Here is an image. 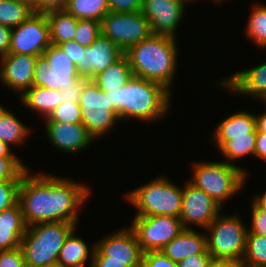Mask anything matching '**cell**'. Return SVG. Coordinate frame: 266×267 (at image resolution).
I'll use <instances>...</instances> for the list:
<instances>
[{"label": "cell", "mask_w": 266, "mask_h": 267, "mask_svg": "<svg viewBox=\"0 0 266 267\" xmlns=\"http://www.w3.org/2000/svg\"><path fill=\"white\" fill-rule=\"evenodd\" d=\"M73 230L66 238L57 260L58 267H84L90 259L89 267H92L95 244L89 252V248L83 239L75 235ZM91 253V254H89ZM89 257V258H88Z\"/></svg>", "instance_id": "obj_23"}, {"label": "cell", "mask_w": 266, "mask_h": 267, "mask_svg": "<svg viewBox=\"0 0 266 267\" xmlns=\"http://www.w3.org/2000/svg\"><path fill=\"white\" fill-rule=\"evenodd\" d=\"M22 105L27 106L34 112H38L43 118H47L49 114L60 105V90L47 89L40 86H32L20 95Z\"/></svg>", "instance_id": "obj_22"}, {"label": "cell", "mask_w": 266, "mask_h": 267, "mask_svg": "<svg viewBox=\"0 0 266 267\" xmlns=\"http://www.w3.org/2000/svg\"><path fill=\"white\" fill-rule=\"evenodd\" d=\"M227 78L219 81L218 85L229 89L231 93L253 96L266 103V62L247 70L237 71Z\"/></svg>", "instance_id": "obj_18"}, {"label": "cell", "mask_w": 266, "mask_h": 267, "mask_svg": "<svg viewBox=\"0 0 266 267\" xmlns=\"http://www.w3.org/2000/svg\"><path fill=\"white\" fill-rule=\"evenodd\" d=\"M84 183L37 173L23 174L18 202L27 226L38 223L70 222L77 225L78 210L91 194Z\"/></svg>", "instance_id": "obj_1"}, {"label": "cell", "mask_w": 266, "mask_h": 267, "mask_svg": "<svg viewBox=\"0 0 266 267\" xmlns=\"http://www.w3.org/2000/svg\"><path fill=\"white\" fill-rule=\"evenodd\" d=\"M58 47L62 49L75 65L82 63V57L85 51V47L78 42L72 40L59 44Z\"/></svg>", "instance_id": "obj_43"}, {"label": "cell", "mask_w": 266, "mask_h": 267, "mask_svg": "<svg viewBox=\"0 0 266 267\" xmlns=\"http://www.w3.org/2000/svg\"><path fill=\"white\" fill-rule=\"evenodd\" d=\"M88 79H83L78 77L74 82H72L67 88L61 89V99L62 100H72L73 102H78L81 97L83 87Z\"/></svg>", "instance_id": "obj_42"}, {"label": "cell", "mask_w": 266, "mask_h": 267, "mask_svg": "<svg viewBox=\"0 0 266 267\" xmlns=\"http://www.w3.org/2000/svg\"><path fill=\"white\" fill-rule=\"evenodd\" d=\"M78 77L77 72H53L47 59L42 55L36 60L33 86L61 90L67 88Z\"/></svg>", "instance_id": "obj_24"}, {"label": "cell", "mask_w": 266, "mask_h": 267, "mask_svg": "<svg viewBox=\"0 0 266 267\" xmlns=\"http://www.w3.org/2000/svg\"><path fill=\"white\" fill-rule=\"evenodd\" d=\"M211 256L209 254H196L177 263V267H206Z\"/></svg>", "instance_id": "obj_45"}, {"label": "cell", "mask_w": 266, "mask_h": 267, "mask_svg": "<svg viewBox=\"0 0 266 267\" xmlns=\"http://www.w3.org/2000/svg\"><path fill=\"white\" fill-rule=\"evenodd\" d=\"M207 251L212 259H232L241 262L248 229L239 215L219 214L206 228Z\"/></svg>", "instance_id": "obj_7"}, {"label": "cell", "mask_w": 266, "mask_h": 267, "mask_svg": "<svg viewBox=\"0 0 266 267\" xmlns=\"http://www.w3.org/2000/svg\"><path fill=\"white\" fill-rule=\"evenodd\" d=\"M27 170L18 157H0V181H21Z\"/></svg>", "instance_id": "obj_36"}, {"label": "cell", "mask_w": 266, "mask_h": 267, "mask_svg": "<svg viewBox=\"0 0 266 267\" xmlns=\"http://www.w3.org/2000/svg\"><path fill=\"white\" fill-rule=\"evenodd\" d=\"M69 0H39L38 13H47L53 10H65Z\"/></svg>", "instance_id": "obj_46"}, {"label": "cell", "mask_w": 266, "mask_h": 267, "mask_svg": "<svg viewBox=\"0 0 266 267\" xmlns=\"http://www.w3.org/2000/svg\"><path fill=\"white\" fill-rule=\"evenodd\" d=\"M34 10L19 0H0V24L15 28L23 23Z\"/></svg>", "instance_id": "obj_30"}, {"label": "cell", "mask_w": 266, "mask_h": 267, "mask_svg": "<svg viewBox=\"0 0 266 267\" xmlns=\"http://www.w3.org/2000/svg\"><path fill=\"white\" fill-rule=\"evenodd\" d=\"M0 157H17V155L11 151L10 146L0 140Z\"/></svg>", "instance_id": "obj_51"}, {"label": "cell", "mask_w": 266, "mask_h": 267, "mask_svg": "<svg viewBox=\"0 0 266 267\" xmlns=\"http://www.w3.org/2000/svg\"><path fill=\"white\" fill-rule=\"evenodd\" d=\"M19 1L27 3L34 10V12L38 13L39 0H19Z\"/></svg>", "instance_id": "obj_53"}, {"label": "cell", "mask_w": 266, "mask_h": 267, "mask_svg": "<svg viewBox=\"0 0 266 267\" xmlns=\"http://www.w3.org/2000/svg\"><path fill=\"white\" fill-rule=\"evenodd\" d=\"M50 45L46 13L33 12L23 23L12 28L9 53L42 56Z\"/></svg>", "instance_id": "obj_11"}, {"label": "cell", "mask_w": 266, "mask_h": 267, "mask_svg": "<svg viewBox=\"0 0 266 267\" xmlns=\"http://www.w3.org/2000/svg\"><path fill=\"white\" fill-rule=\"evenodd\" d=\"M251 207L252 218L248 232L266 236V210L259 208L253 201Z\"/></svg>", "instance_id": "obj_39"}, {"label": "cell", "mask_w": 266, "mask_h": 267, "mask_svg": "<svg viewBox=\"0 0 266 267\" xmlns=\"http://www.w3.org/2000/svg\"><path fill=\"white\" fill-rule=\"evenodd\" d=\"M223 1H226V0H213V2H215V3H217V4H221V2H223ZM228 1V0H227Z\"/></svg>", "instance_id": "obj_55"}, {"label": "cell", "mask_w": 266, "mask_h": 267, "mask_svg": "<svg viewBox=\"0 0 266 267\" xmlns=\"http://www.w3.org/2000/svg\"><path fill=\"white\" fill-rule=\"evenodd\" d=\"M186 3L177 0H143L142 13L154 35L176 39V28L183 19Z\"/></svg>", "instance_id": "obj_13"}, {"label": "cell", "mask_w": 266, "mask_h": 267, "mask_svg": "<svg viewBox=\"0 0 266 267\" xmlns=\"http://www.w3.org/2000/svg\"><path fill=\"white\" fill-rule=\"evenodd\" d=\"M142 254L135 233L128 227L95 243L93 256H107L108 260L117 261H141Z\"/></svg>", "instance_id": "obj_16"}, {"label": "cell", "mask_w": 266, "mask_h": 267, "mask_svg": "<svg viewBox=\"0 0 266 267\" xmlns=\"http://www.w3.org/2000/svg\"><path fill=\"white\" fill-rule=\"evenodd\" d=\"M101 35L109 38L124 53L153 33L142 11L133 13L108 12L100 21Z\"/></svg>", "instance_id": "obj_9"}, {"label": "cell", "mask_w": 266, "mask_h": 267, "mask_svg": "<svg viewBox=\"0 0 266 267\" xmlns=\"http://www.w3.org/2000/svg\"><path fill=\"white\" fill-rule=\"evenodd\" d=\"M0 267H26L21 247L0 251Z\"/></svg>", "instance_id": "obj_40"}, {"label": "cell", "mask_w": 266, "mask_h": 267, "mask_svg": "<svg viewBox=\"0 0 266 267\" xmlns=\"http://www.w3.org/2000/svg\"><path fill=\"white\" fill-rule=\"evenodd\" d=\"M252 200L259 208L266 210V192L264 194L255 195Z\"/></svg>", "instance_id": "obj_52"}, {"label": "cell", "mask_w": 266, "mask_h": 267, "mask_svg": "<svg viewBox=\"0 0 266 267\" xmlns=\"http://www.w3.org/2000/svg\"><path fill=\"white\" fill-rule=\"evenodd\" d=\"M247 38L259 48H266V6L253 7L245 28Z\"/></svg>", "instance_id": "obj_31"}, {"label": "cell", "mask_w": 266, "mask_h": 267, "mask_svg": "<svg viewBox=\"0 0 266 267\" xmlns=\"http://www.w3.org/2000/svg\"><path fill=\"white\" fill-rule=\"evenodd\" d=\"M193 179L189 182L208 194L221 207L223 202L244 187L247 171L242 167L223 162L193 164Z\"/></svg>", "instance_id": "obj_5"}, {"label": "cell", "mask_w": 266, "mask_h": 267, "mask_svg": "<svg viewBox=\"0 0 266 267\" xmlns=\"http://www.w3.org/2000/svg\"><path fill=\"white\" fill-rule=\"evenodd\" d=\"M206 235L207 233L202 234L194 229H184L161 252L176 263L192 255L209 254Z\"/></svg>", "instance_id": "obj_19"}, {"label": "cell", "mask_w": 266, "mask_h": 267, "mask_svg": "<svg viewBox=\"0 0 266 267\" xmlns=\"http://www.w3.org/2000/svg\"><path fill=\"white\" fill-rule=\"evenodd\" d=\"M238 267H255L238 261Z\"/></svg>", "instance_id": "obj_54"}, {"label": "cell", "mask_w": 266, "mask_h": 267, "mask_svg": "<svg viewBox=\"0 0 266 267\" xmlns=\"http://www.w3.org/2000/svg\"><path fill=\"white\" fill-rule=\"evenodd\" d=\"M193 1H195V2H196V0H188V2H189V3L193 2ZM197 1H198V0H197Z\"/></svg>", "instance_id": "obj_57"}, {"label": "cell", "mask_w": 266, "mask_h": 267, "mask_svg": "<svg viewBox=\"0 0 266 267\" xmlns=\"http://www.w3.org/2000/svg\"><path fill=\"white\" fill-rule=\"evenodd\" d=\"M109 11L114 13H133L142 11L143 0H108Z\"/></svg>", "instance_id": "obj_41"}, {"label": "cell", "mask_w": 266, "mask_h": 267, "mask_svg": "<svg viewBox=\"0 0 266 267\" xmlns=\"http://www.w3.org/2000/svg\"><path fill=\"white\" fill-rule=\"evenodd\" d=\"M177 1H181V2H184L186 4H189L188 0H177Z\"/></svg>", "instance_id": "obj_56"}, {"label": "cell", "mask_w": 266, "mask_h": 267, "mask_svg": "<svg viewBox=\"0 0 266 267\" xmlns=\"http://www.w3.org/2000/svg\"><path fill=\"white\" fill-rule=\"evenodd\" d=\"M176 39L152 34L130 47L127 56L133 76L155 81L171 91L177 68Z\"/></svg>", "instance_id": "obj_3"}, {"label": "cell", "mask_w": 266, "mask_h": 267, "mask_svg": "<svg viewBox=\"0 0 266 267\" xmlns=\"http://www.w3.org/2000/svg\"><path fill=\"white\" fill-rule=\"evenodd\" d=\"M12 29L0 24V57L9 53Z\"/></svg>", "instance_id": "obj_47"}, {"label": "cell", "mask_w": 266, "mask_h": 267, "mask_svg": "<svg viewBox=\"0 0 266 267\" xmlns=\"http://www.w3.org/2000/svg\"><path fill=\"white\" fill-rule=\"evenodd\" d=\"M101 34L100 21L93 19L78 20L74 41L84 47L90 46Z\"/></svg>", "instance_id": "obj_35"}, {"label": "cell", "mask_w": 266, "mask_h": 267, "mask_svg": "<svg viewBox=\"0 0 266 267\" xmlns=\"http://www.w3.org/2000/svg\"><path fill=\"white\" fill-rule=\"evenodd\" d=\"M123 54L114 42L100 34L90 46L85 47L82 63L76 65L77 74L83 79H92Z\"/></svg>", "instance_id": "obj_14"}, {"label": "cell", "mask_w": 266, "mask_h": 267, "mask_svg": "<svg viewBox=\"0 0 266 267\" xmlns=\"http://www.w3.org/2000/svg\"><path fill=\"white\" fill-rule=\"evenodd\" d=\"M77 225L70 222L38 223L27 227L21 241L26 267H56L60 250Z\"/></svg>", "instance_id": "obj_4"}, {"label": "cell", "mask_w": 266, "mask_h": 267, "mask_svg": "<svg viewBox=\"0 0 266 267\" xmlns=\"http://www.w3.org/2000/svg\"><path fill=\"white\" fill-rule=\"evenodd\" d=\"M252 132H257L255 115L248 111H240L229 115L216 126L211 142L220 149L229 140V136Z\"/></svg>", "instance_id": "obj_21"}, {"label": "cell", "mask_w": 266, "mask_h": 267, "mask_svg": "<svg viewBox=\"0 0 266 267\" xmlns=\"http://www.w3.org/2000/svg\"><path fill=\"white\" fill-rule=\"evenodd\" d=\"M257 132L266 133V111L260 115H255Z\"/></svg>", "instance_id": "obj_50"}, {"label": "cell", "mask_w": 266, "mask_h": 267, "mask_svg": "<svg viewBox=\"0 0 266 267\" xmlns=\"http://www.w3.org/2000/svg\"><path fill=\"white\" fill-rule=\"evenodd\" d=\"M208 194L186 182L183 188L180 220L184 229H192L190 224L206 229L222 210Z\"/></svg>", "instance_id": "obj_12"}, {"label": "cell", "mask_w": 266, "mask_h": 267, "mask_svg": "<svg viewBox=\"0 0 266 267\" xmlns=\"http://www.w3.org/2000/svg\"><path fill=\"white\" fill-rule=\"evenodd\" d=\"M65 10L78 20L101 21L109 11L108 0H69Z\"/></svg>", "instance_id": "obj_29"}, {"label": "cell", "mask_w": 266, "mask_h": 267, "mask_svg": "<svg viewBox=\"0 0 266 267\" xmlns=\"http://www.w3.org/2000/svg\"><path fill=\"white\" fill-rule=\"evenodd\" d=\"M53 72H77L76 65L57 45H50L43 53Z\"/></svg>", "instance_id": "obj_34"}, {"label": "cell", "mask_w": 266, "mask_h": 267, "mask_svg": "<svg viewBox=\"0 0 266 267\" xmlns=\"http://www.w3.org/2000/svg\"><path fill=\"white\" fill-rule=\"evenodd\" d=\"M47 138L58 150L71 153L87 148L94 138L82 123L45 121Z\"/></svg>", "instance_id": "obj_17"}, {"label": "cell", "mask_w": 266, "mask_h": 267, "mask_svg": "<svg viewBox=\"0 0 266 267\" xmlns=\"http://www.w3.org/2000/svg\"><path fill=\"white\" fill-rule=\"evenodd\" d=\"M206 267H238V261L232 259H212Z\"/></svg>", "instance_id": "obj_49"}, {"label": "cell", "mask_w": 266, "mask_h": 267, "mask_svg": "<svg viewBox=\"0 0 266 267\" xmlns=\"http://www.w3.org/2000/svg\"><path fill=\"white\" fill-rule=\"evenodd\" d=\"M254 155L266 160V133L257 132Z\"/></svg>", "instance_id": "obj_48"}, {"label": "cell", "mask_w": 266, "mask_h": 267, "mask_svg": "<svg viewBox=\"0 0 266 267\" xmlns=\"http://www.w3.org/2000/svg\"><path fill=\"white\" fill-rule=\"evenodd\" d=\"M130 228L141 251H161L184 227L180 218L167 215L134 216Z\"/></svg>", "instance_id": "obj_10"}, {"label": "cell", "mask_w": 266, "mask_h": 267, "mask_svg": "<svg viewBox=\"0 0 266 267\" xmlns=\"http://www.w3.org/2000/svg\"><path fill=\"white\" fill-rule=\"evenodd\" d=\"M51 45H59L74 40L78 19L66 10H53L46 13Z\"/></svg>", "instance_id": "obj_26"}, {"label": "cell", "mask_w": 266, "mask_h": 267, "mask_svg": "<svg viewBox=\"0 0 266 267\" xmlns=\"http://www.w3.org/2000/svg\"><path fill=\"white\" fill-rule=\"evenodd\" d=\"M21 206H14L0 212V251L20 247L24 233L27 230Z\"/></svg>", "instance_id": "obj_20"}, {"label": "cell", "mask_w": 266, "mask_h": 267, "mask_svg": "<svg viewBox=\"0 0 266 267\" xmlns=\"http://www.w3.org/2000/svg\"><path fill=\"white\" fill-rule=\"evenodd\" d=\"M117 109L119 120L146 122L164 118L169 111L171 91L162 84L133 76L117 90H103Z\"/></svg>", "instance_id": "obj_2"}, {"label": "cell", "mask_w": 266, "mask_h": 267, "mask_svg": "<svg viewBox=\"0 0 266 267\" xmlns=\"http://www.w3.org/2000/svg\"><path fill=\"white\" fill-rule=\"evenodd\" d=\"M81 107L78 102L72 100H63L58 105L45 121H57L63 123H82Z\"/></svg>", "instance_id": "obj_33"}, {"label": "cell", "mask_w": 266, "mask_h": 267, "mask_svg": "<svg viewBox=\"0 0 266 267\" xmlns=\"http://www.w3.org/2000/svg\"><path fill=\"white\" fill-rule=\"evenodd\" d=\"M257 132L240 136H229V140L219 149L227 162H233L248 154L254 155ZM231 162V163H230Z\"/></svg>", "instance_id": "obj_28"}, {"label": "cell", "mask_w": 266, "mask_h": 267, "mask_svg": "<svg viewBox=\"0 0 266 267\" xmlns=\"http://www.w3.org/2000/svg\"><path fill=\"white\" fill-rule=\"evenodd\" d=\"M141 267H177V263L161 251H147L142 254Z\"/></svg>", "instance_id": "obj_38"}, {"label": "cell", "mask_w": 266, "mask_h": 267, "mask_svg": "<svg viewBox=\"0 0 266 267\" xmlns=\"http://www.w3.org/2000/svg\"><path fill=\"white\" fill-rule=\"evenodd\" d=\"M38 56L8 53L0 57V80L4 86L22 95L33 86L34 69Z\"/></svg>", "instance_id": "obj_15"}, {"label": "cell", "mask_w": 266, "mask_h": 267, "mask_svg": "<svg viewBox=\"0 0 266 267\" xmlns=\"http://www.w3.org/2000/svg\"><path fill=\"white\" fill-rule=\"evenodd\" d=\"M241 262L255 267H266V236L247 233Z\"/></svg>", "instance_id": "obj_32"}, {"label": "cell", "mask_w": 266, "mask_h": 267, "mask_svg": "<svg viewBox=\"0 0 266 267\" xmlns=\"http://www.w3.org/2000/svg\"><path fill=\"white\" fill-rule=\"evenodd\" d=\"M183 188L174 185L164 176L141 185L126 194L135 206V216L167 215L180 217Z\"/></svg>", "instance_id": "obj_6"}, {"label": "cell", "mask_w": 266, "mask_h": 267, "mask_svg": "<svg viewBox=\"0 0 266 267\" xmlns=\"http://www.w3.org/2000/svg\"><path fill=\"white\" fill-rule=\"evenodd\" d=\"M133 77L128 58L123 54L117 61L108 66L92 81L102 90H117L123 87Z\"/></svg>", "instance_id": "obj_25"}, {"label": "cell", "mask_w": 266, "mask_h": 267, "mask_svg": "<svg viewBox=\"0 0 266 267\" xmlns=\"http://www.w3.org/2000/svg\"><path fill=\"white\" fill-rule=\"evenodd\" d=\"M31 128L25 126L12 111L0 105V140L10 145L25 143Z\"/></svg>", "instance_id": "obj_27"}, {"label": "cell", "mask_w": 266, "mask_h": 267, "mask_svg": "<svg viewBox=\"0 0 266 267\" xmlns=\"http://www.w3.org/2000/svg\"><path fill=\"white\" fill-rule=\"evenodd\" d=\"M92 267H141V261L108 260L107 256H93Z\"/></svg>", "instance_id": "obj_44"}, {"label": "cell", "mask_w": 266, "mask_h": 267, "mask_svg": "<svg viewBox=\"0 0 266 267\" xmlns=\"http://www.w3.org/2000/svg\"><path fill=\"white\" fill-rule=\"evenodd\" d=\"M78 104L82 109V124L94 139L105 135L120 121L111 99L92 79L85 82Z\"/></svg>", "instance_id": "obj_8"}, {"label": "cell", "mask_w": 266, "mask_h": 267, "mask_svg": "<svg viewBox=\"0 0 266 267\" xmlns=\"http://www.w3.org/2000/svg\"><path fill=\"white\" fill-rule=\"evenodd\" d=\"M21 181H0V212L18 202V189Z\"/></svg>", "instance_id": "obj_37"}]
</instances>
